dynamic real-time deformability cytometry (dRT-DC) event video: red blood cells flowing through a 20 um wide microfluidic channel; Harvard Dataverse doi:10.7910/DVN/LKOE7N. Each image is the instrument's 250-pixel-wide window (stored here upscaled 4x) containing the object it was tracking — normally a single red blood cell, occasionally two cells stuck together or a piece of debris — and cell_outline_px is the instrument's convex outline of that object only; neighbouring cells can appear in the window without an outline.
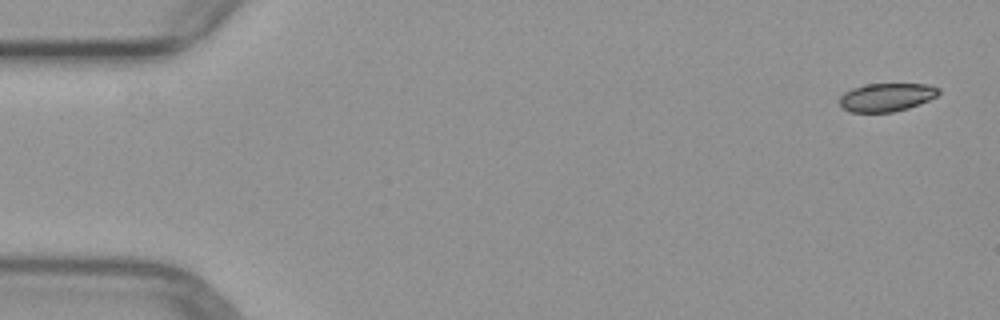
{"species": "common noctule bat (a hibernating species)", "species_latin": "Nyctalus noctula", "temperature_condition": "warm", "stored_images_in_passage": 4, "camera_frame_rate_fps": 3000, "um_per_image_px": 0.085, "animal": {"sex": "female", "body_mass_g": 29.2, "forearm_length_mm": 56.3}, "frame": {"image": 1, "passage_image": 1, "time_ms": 0.0, "image_size_px": [1000, 320], "cell_outline_px": [[940, 92], [936, 96], [928, 100], [908, 108], [892, 112], [848, 112], [840, 108], [840, 96], [844, 92], [852, 88], [868, 84], [928, 84], [940, 88]], "centroid_in_image_um": [75.32, 8.27], "position_along_channel_um": 9.7, "area_um2": 16.36}}
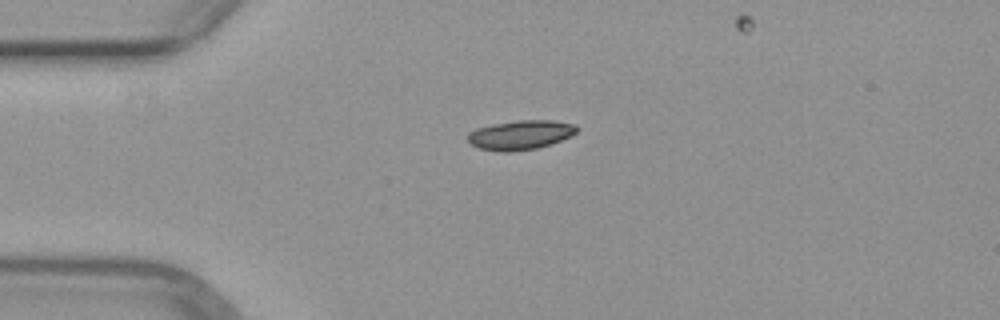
{"frame": {"image": 2, "passage_image": 4, "time_ms": 3.667, "image_size_px": [1000, 320], "cell_outline_px": [[580, 128], [572, 136], [552, 144], [536, 148], [512, 152], [500, 152], [480, 148], [472, 144], [468, 140], [468, 132], [476, 128], [516, 120], [552, 120], [576, 124]], "centroid_in_image_um": [44.29, 11.47], "position_along_channel_um": 40.7, "area_um2": 18.79}}